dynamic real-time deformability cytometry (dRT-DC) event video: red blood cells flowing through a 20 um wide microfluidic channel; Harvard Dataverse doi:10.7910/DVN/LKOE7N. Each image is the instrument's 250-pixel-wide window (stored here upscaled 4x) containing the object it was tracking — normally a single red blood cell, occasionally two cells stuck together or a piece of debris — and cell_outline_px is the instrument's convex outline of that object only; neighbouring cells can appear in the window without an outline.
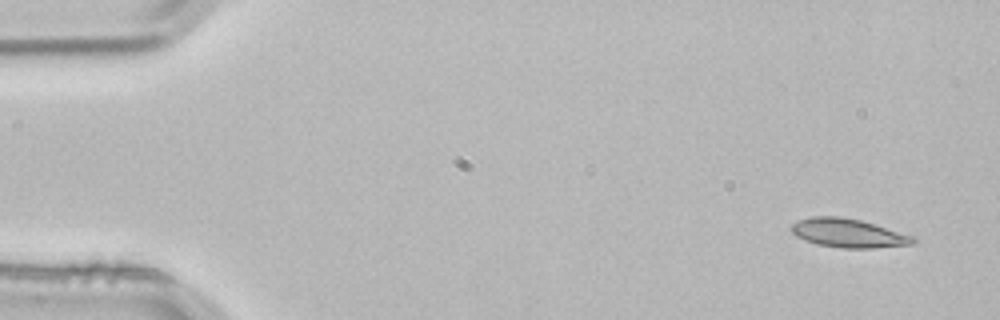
{"species": "common noctule bat (a hibernating species)", "species_latin": "Nyctalus noctula", "temperature_condition": "room temperature", "stored_images_in_passage": 3, "camera_frame_rate_fps": 3000, "um_per_image_px": 0.085, "animal": {"sex": "male", "body_mass_g": 21.5, "forearm_length_mm": 52.0}, "frame": {"image": 1, "passage_image": 1, "time_ms": 0.0, "image_size_px": [1000, 320], "cell_outline_px": [[916, 240], [912, 244], [876, 248], [840, 248], [816, 244], [804, 240], [796, 236], [792, 232], [792, 224], [800, 220], [812, 216], [840, 216], [860, 220], [912, 236]], "centroid_in_image_um": [72.07, 19.82], "position_along_channel_um": 12.9, "area_um2": 20.17}}
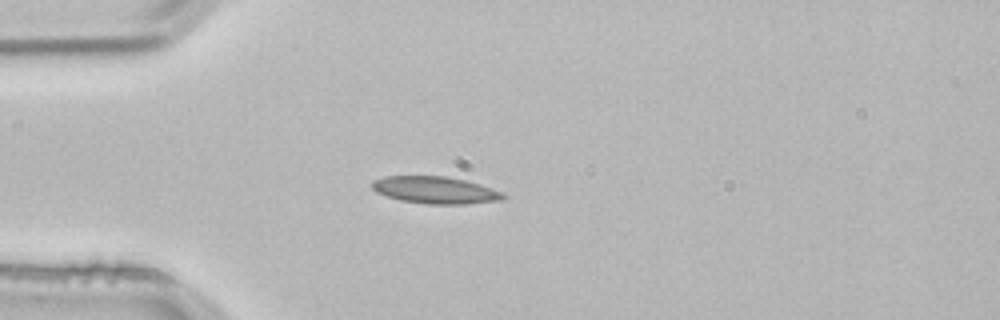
{"frame": {"image": 2, "passage_image": 3, "time_ms": 0.667, "image_size_px": [1000, 320], "cell_outline_px": [[508, 196], [500, 200], [464, 204], [428, 204], [400, 200], [376, 192], [372, 188], [372, 180], [384, 176], [444, 176], [464, 180], [504, 192]], "centroid_in_image_um": [36.99, 16.15], "position_along_channel_um": 48.0, "area_um2": 20.58}}